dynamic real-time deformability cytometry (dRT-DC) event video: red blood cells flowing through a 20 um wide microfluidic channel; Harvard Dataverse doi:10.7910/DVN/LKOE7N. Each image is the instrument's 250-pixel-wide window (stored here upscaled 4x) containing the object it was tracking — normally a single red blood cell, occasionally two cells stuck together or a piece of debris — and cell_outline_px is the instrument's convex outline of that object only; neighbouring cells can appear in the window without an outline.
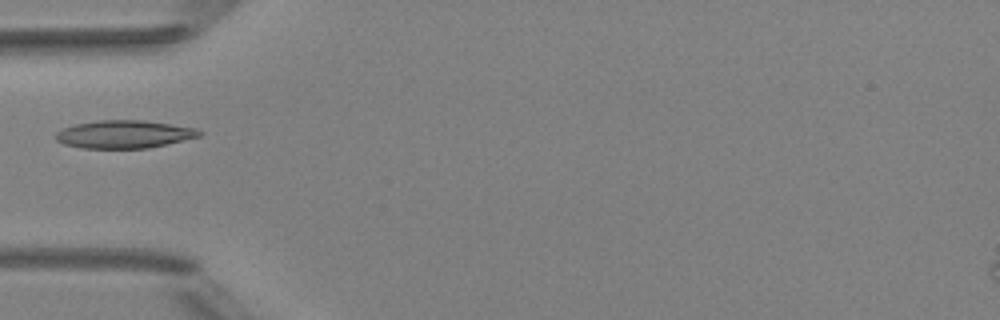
{"species": "Egyptian fruit bat (a non-hibernating species)", "species_latin": "Rousettus aegyptiacus", "temperature_condition": "room temperature", "stored_images_in_passage": 5, "camera_frame_rate_fps": 3000, "um_per_image_px": 0.085, "animal": {"sex": "female"}, "frame": {"image": 1, "passage_image": 5, "time_ms": 4.667, "image_size_px": [1000, 320], "cell_outline_px": [[204, 132], [200, 136], [148, 148], [80, 148], [64, 144], [56, 140], [56, 132], [64, 128], [76, 124], [100, 120], [140, 120], [196, 128]], "centroid_in_image_um": [10.54, 11.41], "position_along_channel_um": 74.5, "area_um2": 23.06}}